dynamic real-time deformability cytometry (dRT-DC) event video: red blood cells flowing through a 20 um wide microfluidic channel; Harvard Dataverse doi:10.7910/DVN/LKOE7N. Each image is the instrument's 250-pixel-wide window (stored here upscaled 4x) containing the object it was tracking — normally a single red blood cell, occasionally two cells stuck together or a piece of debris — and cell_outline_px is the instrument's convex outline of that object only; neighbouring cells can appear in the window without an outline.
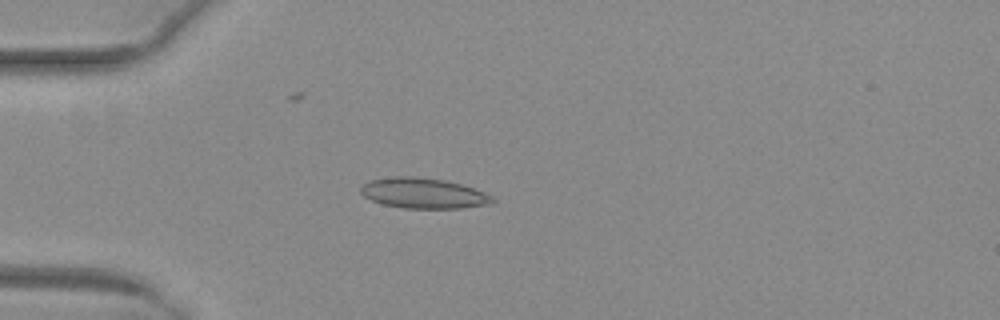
{"species": "common noctule bat (a hibernating species)", "species_latin": "Nyctalus noctula", "temperature_condition": "warm", "stored_images_in_passage": 51, "camera_frame_rate_fps": 3000, "um_per_image_px": 0.085, "animal": {"sex": "female", "body_mass_g": 29.2, "forearm_length_mm": 56.3}, "frame": {"image": 1, "passage_image": 14, "time_ms": 4.333, "image_size_px": [1000, 320], "cell_outline_px": [[496, 200], [492, 204], [464, 208], [404, 208], [380, 204], [364, 196], [360, 192], [360, 188], [364, 184], [372, 180], [392, 176], [416, 176], [444, 180], [460, 184], [484, 192], [492, 196]], "centroid_in_image_um": [36.0, 16.43], "position_along_channel_um": 49.0, "area_um2": 23.41}}
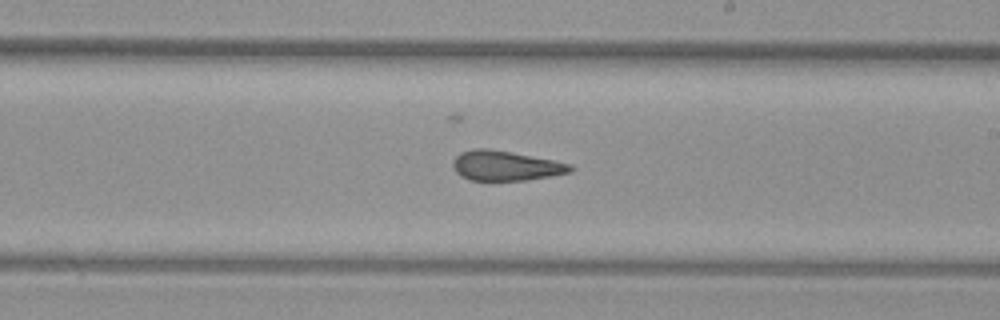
{"frame": {"image": 2, "passage_image": 30, "time_ms": 9.667, "image_size_px": [1000, 320], "cell_outline_px": [[576, 168], [572, 172], [552, 176], [528, 180], [468, 180], [460, 176], [456, 172], [452, 164], [452, 160], [460, 152], [476, 148], [488, 148], [552, 160], [572, 164]], "centroid_in_image_um": [42.98, 14.09], "position_along_channel_um": 246.0, "area_um2": 20.52}}
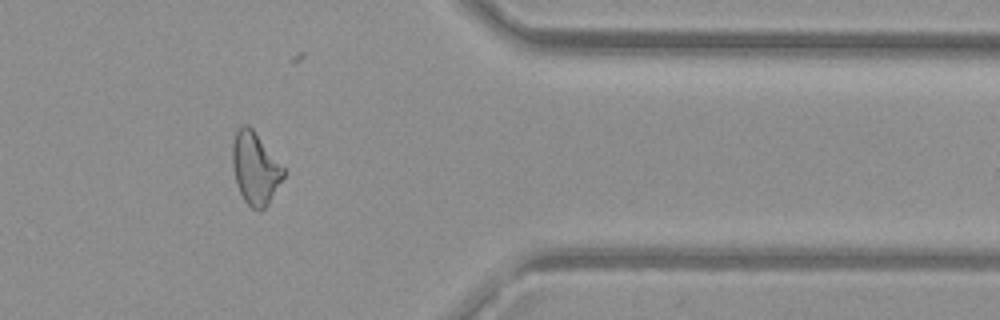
{"frame": {"image": 3, "passage_image": 42, "time_ms": 13.667, "image_size_px": [1000, 320], "cell_outline_px": [[288, 172], [268, 204], [260, 212], [252, 208], [244, 200], [236, 184], [232, 168], [232, 144], [236, 132], [240, 124], [248, 124], [252, 128]], "centroid_in_image_um": [21.7, 14.31], "position_along_channel_um": 389.7, "area_um2": 21.79}, "authors_computed_cell_mechanics": {"area_um2": 22.0218, "velocity_mm_per_s": 4.0272, "shape_relaxation_time_tau1_ms": null, "shape_relaxation_time_tau2_ms": 2.0227, "deformation_change_tau1": null, "deformation_change_tau2": 0.106}}